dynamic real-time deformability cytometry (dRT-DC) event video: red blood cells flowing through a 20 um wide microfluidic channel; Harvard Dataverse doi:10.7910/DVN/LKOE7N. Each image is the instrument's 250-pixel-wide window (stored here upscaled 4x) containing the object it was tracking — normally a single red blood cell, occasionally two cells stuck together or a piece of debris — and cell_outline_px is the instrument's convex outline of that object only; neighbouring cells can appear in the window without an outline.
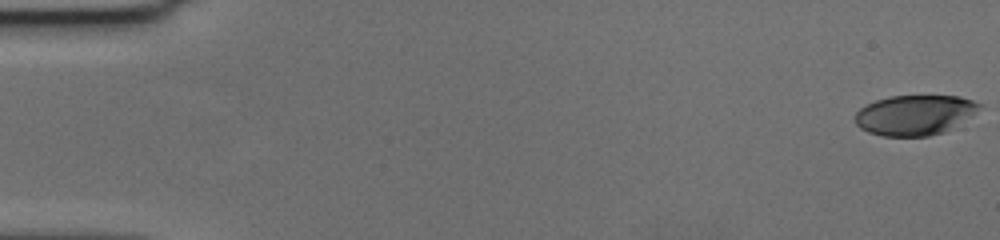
{"species": "human", "species_latin": "Homo sapiens", "temperature_condition": "cold", "stored_images_in_passage": 59, "camera_frame_rate_fps": 3000, "um_per_image_px": 0.085, "donor": {"sex": "female"}, "frame": {"image": 1, "passage_image": 1, "time_ms": 0.0, "image_size_px": [1000, 240], "cell_outline_px": [[984, 104], [944, 132], [928, 136], [880, 136], [868, 132], [860, 128], [856, 124], [856, 112], [860, 108], [876, 100], [888, 96], [960, 96]], "centroid_in_image_um": [77.69, 9.77], "position_along_channel_um": 7.3, "area_um2": 28.55}}
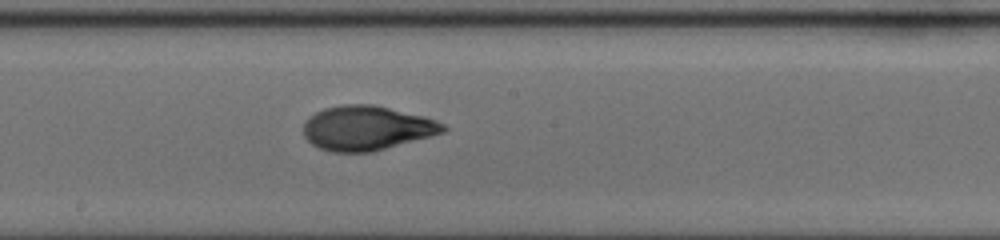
{"frame": {"image": 2, "passage_image": 33, "time_ms": 10.667, "image_size_px": [1000, 240], "cell_outline_px": [[448, 128], [444, 132], [432, 136], [372, 152], [332, 152], [320, 148], [312, 144], [304, 136], [304, 120], [308, 116], [324, 108], [340, 104], [372, 104], [424, 116], [436, 120], [444, 124]], "centroid_in_image_um": [31.17, 10.88], "position_along_channel_um": 217.0, "area_um2": 36.36}}
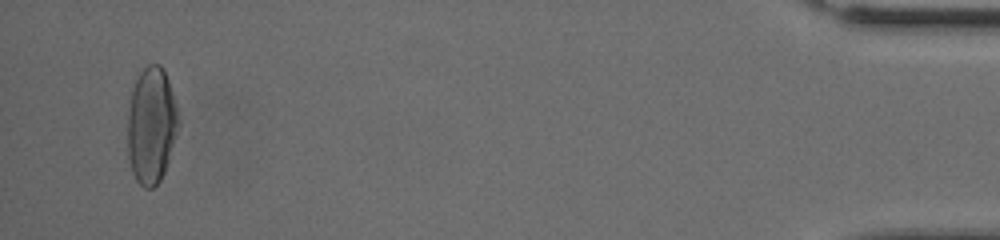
{"frame": {"image": 3, "passage_image": 57, "time_ms": 18.667, "image_size_px": [1000, 240], "cell_outline_px": [[180, 124], [164, 172], [160, 180], [152, 188], [144, 188], [136, 180], [132, 172], [128, 156], [128, 112], [132, 88], [140, 72], [148, 64], [160, 64], [164, 68], [168, 80], [180, 120]], "centroid_in_image_um": [12.86, 10.65], "position_along_channel_um": 422.3, "area_um2": 34.45}, "authors_computed_cell_mechanics": {"area_um2": 34.2176, "velocity_mm_per_s": 3.5777, "shape_relaxation_time_tau1_ms": 5.2758, "shape_relaxation_time_tau2_ms": 1.1094, "deformation_change_tau1": 0.2175, "deformation_change_tau2": 0.0629}}